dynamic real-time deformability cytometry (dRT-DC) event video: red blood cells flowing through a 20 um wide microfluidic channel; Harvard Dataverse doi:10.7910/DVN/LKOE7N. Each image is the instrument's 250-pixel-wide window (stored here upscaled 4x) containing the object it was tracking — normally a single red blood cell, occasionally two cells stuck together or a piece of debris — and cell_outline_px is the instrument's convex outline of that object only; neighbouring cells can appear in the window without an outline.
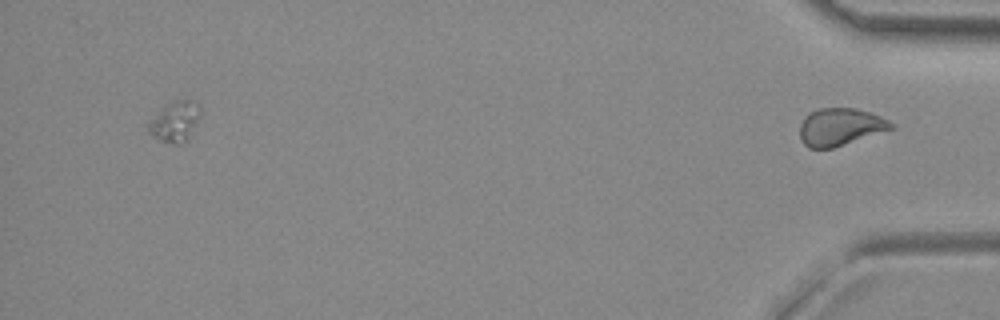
{"species": "common noctule bat (a hibernating species)", "species_latin": "Nyctalus noctula", "temperature_condition": "room temperature", "stored_images_in_passage": 51, "segment_of_instrument_passage": [2, 2], "camera_frame_rate_fps": 3000, "um_per_image_px": 0.085, "animal": {"sex": "female", "body_mass_g": 29.2, "forearm_length_mm": 56.3}, "frame": {"image": 1, "passage_image": 51, "time_ms": 16.667, "image_size_px": [1000, 320], "cell_outline_px": [[896, 128], [832, 148], [808, 148], [804, 144], [800, 136], [800, 124], [804, 116], [808, 112], [820, 108], [856, 108], [880, 116], [896, 124]], "centroid_in_image_um": [71.43, 10.78], "position_along_channel_um": 363.8, "area_um2": 20.06}}